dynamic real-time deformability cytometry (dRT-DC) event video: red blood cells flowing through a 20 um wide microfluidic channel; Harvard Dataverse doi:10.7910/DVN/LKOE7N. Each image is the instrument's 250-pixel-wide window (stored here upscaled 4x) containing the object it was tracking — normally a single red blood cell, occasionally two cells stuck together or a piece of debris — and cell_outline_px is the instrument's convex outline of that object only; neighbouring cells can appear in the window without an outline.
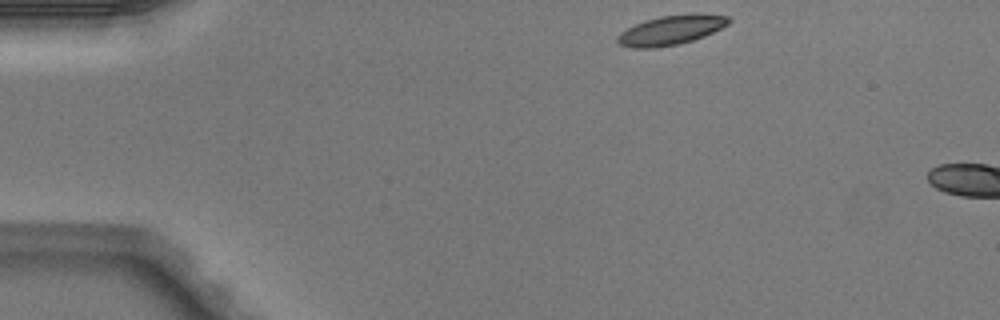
{"species": "Egyptian fruit bat (a non-hibernating species)", "species_latin": "Rousettus aegyptiacus", "temperature_condition": "warm", "stored_images_in_passage": 2, "camera_frame_rate_fps": 3000, "um_per_image_px": 0.085, "animal": {"sex": "male"}, "frame": {"image": 1, "passage_image": 1, "time_ms": 0.0, "image_size_px": [1000, 320], "cell_outline_px": [[732, 20], [728, 24], [704, 36], [680, 44], [652, 48], [632, 48], [620, 44], [616, 40], [616, 36], [620, 32], [636, 24], [660, 16], [692, 12], [696, 12], [728, 16]], "centroid_in_image_um": [57.06, 2.54], "position_along_channel_um": 27.9, "area_um2": 19.19}}